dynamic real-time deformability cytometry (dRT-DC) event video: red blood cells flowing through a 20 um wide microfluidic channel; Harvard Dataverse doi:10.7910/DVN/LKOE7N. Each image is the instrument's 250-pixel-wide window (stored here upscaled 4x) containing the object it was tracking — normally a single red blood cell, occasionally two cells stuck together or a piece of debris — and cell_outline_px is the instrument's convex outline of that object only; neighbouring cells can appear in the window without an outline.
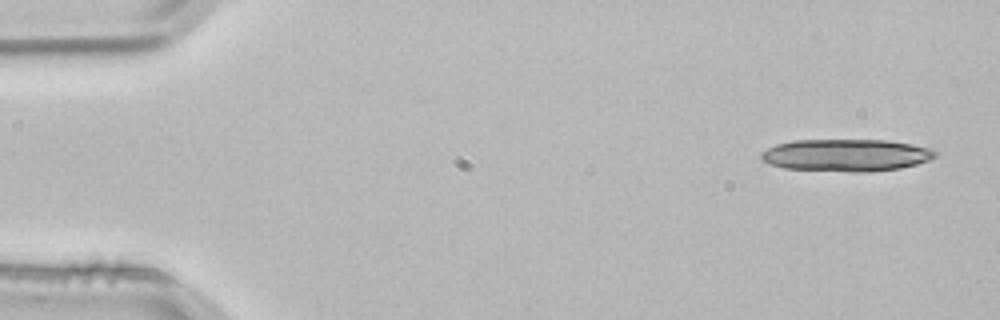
{"species": "common noctule bat (a hibernating species)", "species_latin": "Nyctalus noctula", "temperature_condition": "room temperature", "stored_images_in_passage": 3, "segment_of_instrument_passage": [2, 2], "camera_frame_rate_fps": 3000, "um_per_image_px": 0.085, "animal": {"sex": "male", "body_mass_g": 21.5, "forearm_length_mm": 52.0}, "frame": {"image": 1, "passage_image": 3, "time_ms": 0.667, "image_size_px": [1000, 320], "cell_outline_px": [[936, 156], [932, 160], [900, 168], [868, 172], [852, 172], [784, 168], [768, 164], [760, 160], [760, 152], [776, 144], [792, 140], [888, 140], [912, 144], [932, 148], [936, 152]], "centroid_in_image_um": [71.92, 13.19], "position_along_channel_um": 13.1, "area_um2": 33.06}}